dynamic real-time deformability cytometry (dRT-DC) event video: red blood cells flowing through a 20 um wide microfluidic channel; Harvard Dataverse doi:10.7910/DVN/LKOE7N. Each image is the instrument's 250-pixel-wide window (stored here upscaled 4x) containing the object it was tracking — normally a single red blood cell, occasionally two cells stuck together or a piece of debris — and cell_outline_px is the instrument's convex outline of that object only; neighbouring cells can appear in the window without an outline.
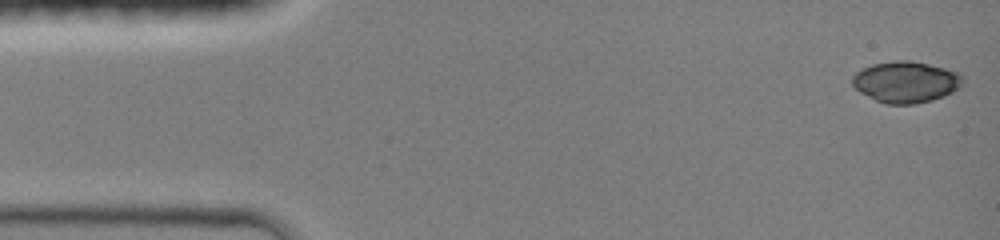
{"species": "common noctule bat (a hibernating species)", "species_latin": "Nyctalus noctula", "temperature_condition": "room temperature", "stored_images_in_passage": 31, "camera_frame_rate_fps": 3000, "um_per_image_px": 0.085, "animal": {"sex": "female", "body_mass_g": 19.0, "forearm_length_mm": 51.5}, "frame": {"image": 1, "passage_image": 1, "time_ms": 0.0, "image_size_px": [1000, 240], "cell_outline_px": [[964, 84], [952, 92], [944, 96], [932, 100], [912, 104], [884, 104], [860, 92], [852, 84], [852, 76], [860, 68], [872, 64], [896, 60], [908, 60], [928, 64], [960, 72], [964, 76]], "centroid_in_image_um": [77.01, 6.96], "position_along_channel_um": 8.0, "area_um2": 26.76}}
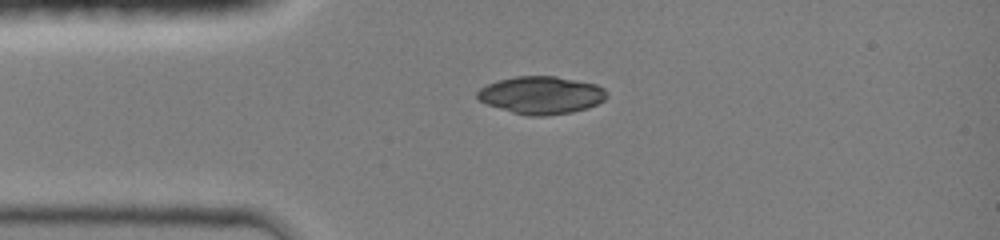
{"frame": {"image": 2, "passage_image": 23, "time_ms": 3.0, "image_size_px": [1000, 240], "cell_outline_px": [[608, 96], [604, 100], [588, 108], [572, 112], [544, 116], [528, 116], [512, 112], [488, 104], [480, 100], [476, 96], [476, 92], [480, 88], [488, 84], [500, 80], [516, 76], [556, 76], [596, 84], [604, 88], [608, 92]], "centroid_in_image_um": [46.04, 8.08], "position_along_channel_um": 39.0, "area_um2": 28.32}}